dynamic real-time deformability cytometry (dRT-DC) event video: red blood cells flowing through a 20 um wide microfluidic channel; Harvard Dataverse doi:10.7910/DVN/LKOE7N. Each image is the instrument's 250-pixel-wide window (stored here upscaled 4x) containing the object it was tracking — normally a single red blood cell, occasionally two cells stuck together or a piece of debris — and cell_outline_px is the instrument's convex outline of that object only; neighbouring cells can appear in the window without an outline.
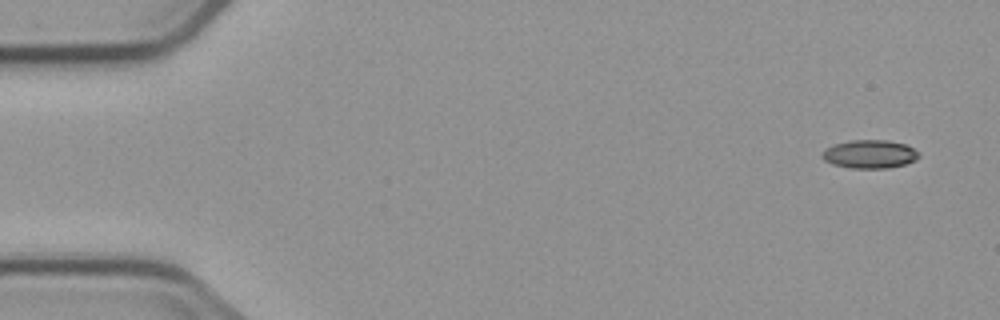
{"species": "common noctule bat (a hibernating species)", "species_latin": "Nyctalus noctula", "temperature_condition": "cold", "stored_images_in_passage": 8, "camera_frame_rate_fps": 3000, "um_per_image_px": 0.085, "animal": {"sex": "male", "body_mass_g": 23.1, "forearm_length_mm": 52.7}, "frame": {"image": 1, "passage_image": 1, "time_ms": 0.0, "image_size_px": [1000, 320], "cell_outline_px": [[920, 156], [916, 160], [904, 164], [888, 168], [852, 168], [832, 164], [824, 160], [820, 156], [824, 148], [848, 140], [888, 140], [904, 144], [920, 152]], "centroid_in_image_um": [73.91, 13.1], "position_along_channel_um": 11.1, "area_um2": 16.07}}
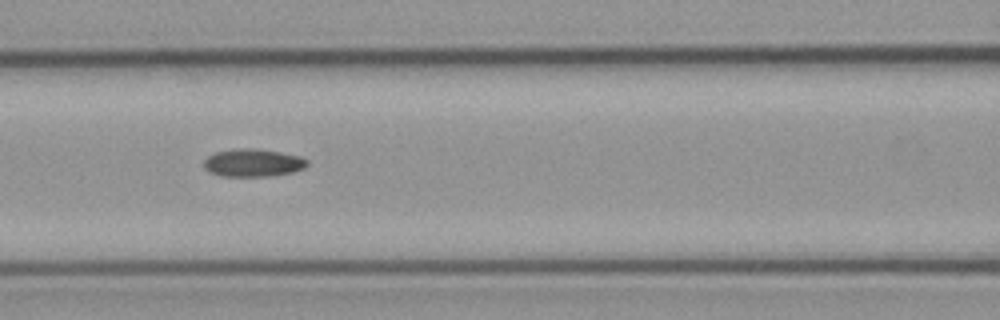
{"frame": {"image": 2, "passage_image": 7, "time_ms": 7.0, "image_size_px": [1000, 320], "cell_outline_px": [[308, 164], [304, 168], [292, 172], [272, 176], [220, 176], [208, 172], [204, 168], [204, 160], [208, 156], [216, 152], [232, 148], [256, 148], [280, 152], [300, 156], [308, 160]], "centroid_in_image_um": [21.48, 13.83], "position_along_channel_um": 145.1, "area_um2": 16.94}}
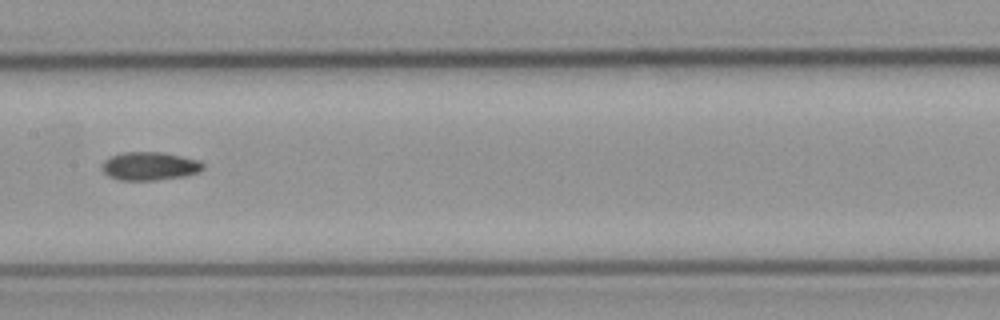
{"frame": {"image": 3, "passage_image": 8, "time_ms": 8.333, "image_size_px": [1000, 320], "cell_outline_px": [[204, 168], [200, 172], [184, 176], [156, 180], [120, 180], [108, 176], [100, 168], [104, 160], [112, 156], [124, 152], [164, 152], [200, 160], [204, 164]], "centroid_in_image_um": [12.74, 14.12], "position_along_channel_um": 194.7, "area_um2": 16.82}}